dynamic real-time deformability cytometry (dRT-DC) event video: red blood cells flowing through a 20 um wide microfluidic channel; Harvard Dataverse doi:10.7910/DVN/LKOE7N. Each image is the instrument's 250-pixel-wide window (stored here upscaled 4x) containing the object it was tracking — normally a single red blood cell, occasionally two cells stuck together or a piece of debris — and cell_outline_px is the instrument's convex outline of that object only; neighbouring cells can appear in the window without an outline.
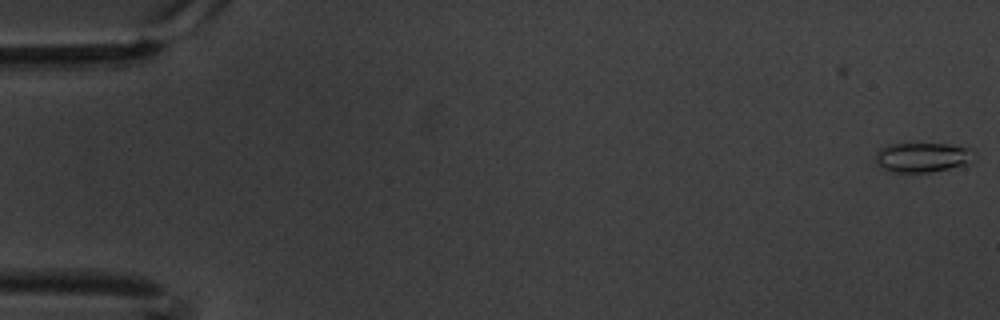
{"species": "common noctule bat (a hibernating species)", "species_latin": "Nyctalus noctula", "temperature_condition": "warm", "stored_images_in_passage": 6, "camera_frame_rate_fps": 3000, "um_per_image_px": 0.085, "animal": {"sex": "male", "body_mass_g": 20.1, "forearm_length_mm": 53.5}, "frame": {"image": 1, "passage_image": 1, "time_ms": 0.0, "image_size_px": [1000, 320], "cell_outline_px": [[976, 160], [972, 164], [932, 172], [888, 172], [880, 168], [876, 160], [876, 152], [880, 148], [888, 144], [948, 144], [972, 148], [976, 152]], "centroid_in_image_um": [78.5, 13.38], "position_along_channel_um": 6.5, "area_um2": 17.63}}
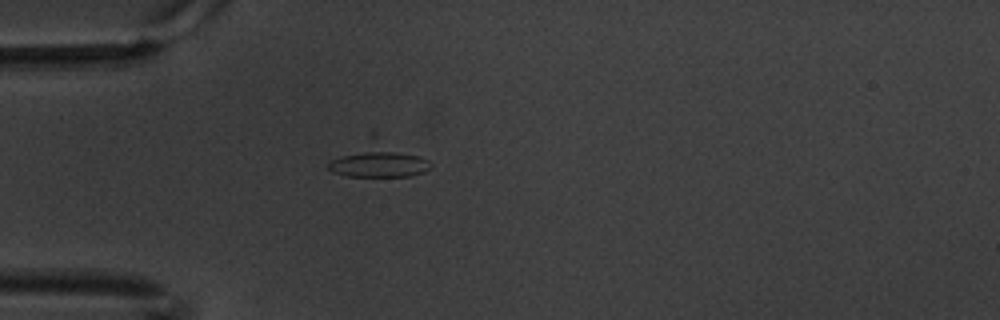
{"frame": {"image": 2, "passage_image": 6, "time_ms": 1.667, "image_size_px": [1000, 320], "cell_outline_px": [[432, 168], [424, 172], [408, 176], [348, 176], [332, 172], [328, 168], [328, 164], [332, 160], [372, 128], [428, 160], [432, 164]], "centroid_in_image_um": [32.16, 13.46], "position_along_channel_um": 52.8, "area_um2": 22.02}}